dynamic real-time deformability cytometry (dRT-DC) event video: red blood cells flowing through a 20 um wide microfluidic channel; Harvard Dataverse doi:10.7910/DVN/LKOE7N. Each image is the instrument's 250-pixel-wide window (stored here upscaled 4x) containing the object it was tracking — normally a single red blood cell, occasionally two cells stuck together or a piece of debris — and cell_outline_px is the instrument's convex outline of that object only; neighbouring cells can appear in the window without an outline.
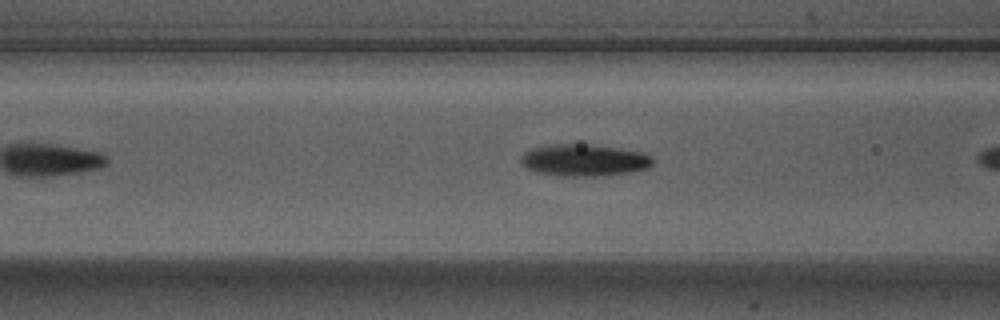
{"species": "Egyptian fruit bat (a non-hibernating species)", "species_latin": "Rousettus aegyptiacus", "temperature_condition": "warm", "stored_images_in_passage": 11, "camera_frame_rate_fps": 3000, "um_per_image_px": 0.085, "animal": {"sex": "male"}, "frame": {"image": 1, "passage_image": 10, "time_ms": 3.0, "image_size_px": [1000, 320], "cell_outline_px": [[652, 164], [648, 168], [628, 172], [604, 176], [556, 176], [536, 172], [520, 164], [520, 156], [524, 152], [532, 148], [544, 144], [588, 144], [620, 148], [644, 152], [652, 160]], "centroid_in_image_um": [49.59, 13.61], "position_along_channel_um": 117.0, "area_um2": 24.8}}